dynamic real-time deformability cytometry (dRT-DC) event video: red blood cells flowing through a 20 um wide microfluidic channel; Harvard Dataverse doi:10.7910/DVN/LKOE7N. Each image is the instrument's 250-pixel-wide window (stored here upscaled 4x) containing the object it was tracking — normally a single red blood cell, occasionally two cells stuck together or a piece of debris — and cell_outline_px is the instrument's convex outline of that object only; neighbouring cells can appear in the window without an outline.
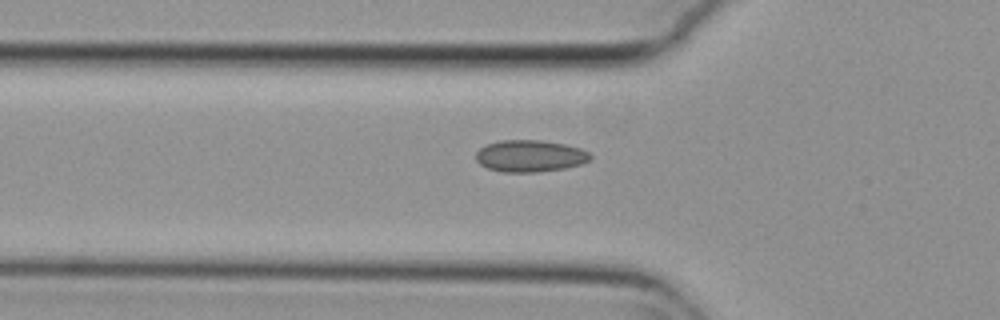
{"species": "common noctule bat (a hibernating species)", "species_latin": "Nyctalus noctula", "temperature_condition": "cold", "stored_images_in_passage": 36, "camera_frame_rate_fps": 3000, "um_per_image_px": 0.085, "animal": {"sex": "female", "body_mass_g": 29.2, "forearm_length_mm": 56.3}, "frame": {"image": 1, "passage_image": 6, "time_ms": 1.667, "image_size_px": [1000, 320], "cell_outline_px": [[592, 156], [588, 160], [580, 164], [564, 168], [536, 172], [500, 172], [488, 168], [480, 164], [476, 160], [476, 152], [480, 148], [488, 144], [500, 140], [540, 140], [564, 144], [580, 148], [588, 152]], "centroid_in_image_um": [45.02, 13.26], "position_along_channel_um": 80.8, "area_um2": 21.1}}
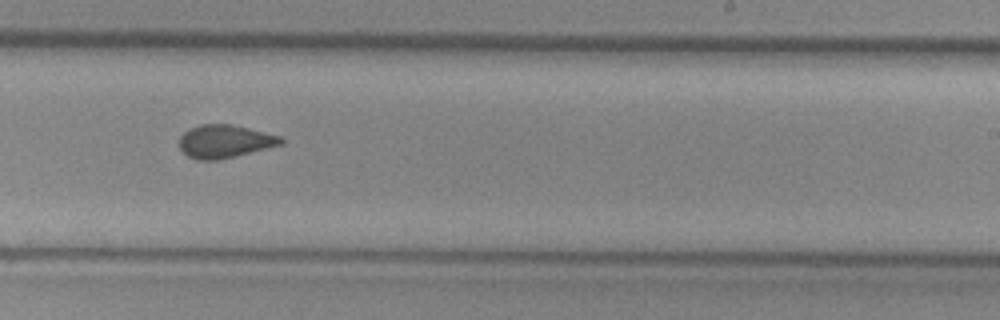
{"frame": {"image": 2, "passage_image": 21, "time_ms": 6.667, "image_size_px": [1000, 320], "cell_outline_px": [[284, 144], [236, 156], [216, 160], [200, 160], [188, 156], [180, 148], [180, 136], [188, 128], [200, 124], [232, 124], [280, 136], [284, 140]], "centroid_in_image_um": [19.11, 12.01], "position_along_channel_um": 269.9, "area_um2": 19.54}}
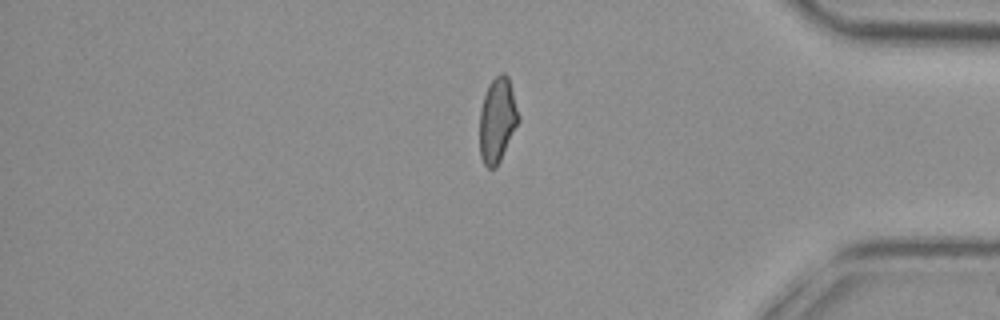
{"frame": {"image": 3, "passage_image": 33, "time_ms": 10.667, "image_size_px": [1000, 320], "cell_outline_px": [[520, 120], [496, 168], [488, 168], [484, 164], [480, 156], [480, 108], [488, 84], [500, 72], [504, 72], [508, 76], [520, 116]], "centroid_in_image_um": [42.28, 10.19], "position_along_channel_um": 392.9, "area_um2": 19.25}}